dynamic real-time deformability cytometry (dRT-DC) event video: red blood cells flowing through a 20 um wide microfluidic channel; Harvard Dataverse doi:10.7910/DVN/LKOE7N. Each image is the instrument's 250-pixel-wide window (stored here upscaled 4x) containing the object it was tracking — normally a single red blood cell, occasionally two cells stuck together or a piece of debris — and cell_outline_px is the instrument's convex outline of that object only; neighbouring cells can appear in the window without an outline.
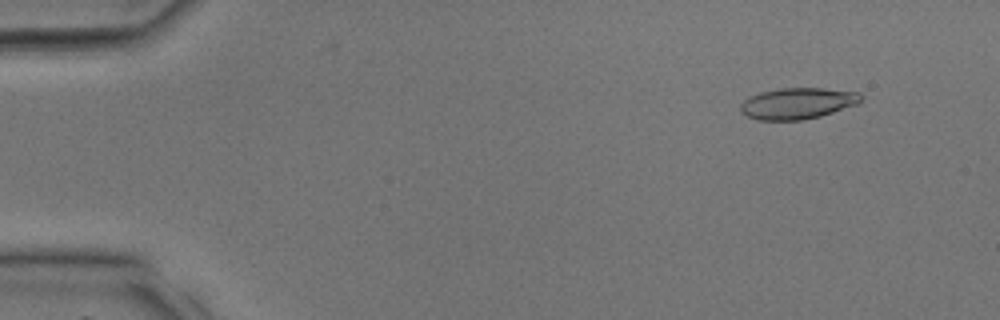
{"species": "common noctule bat (a hibernating species)", "species_latin": "Nyctalus noctula", "temperature_condition": "room temperature", "stored_images_in_passage": 36, "camera_frame_rate_fps": 3000, "um_per_image_px": 0.085, "animal": {"sex": "male", "body_mass_g": 17.9, "forearm_length_mm": 54.2}, "frame": {"image": 1, "passage_image": 4, "time_ms": 1.0, "image_size_px": [1000, 320], "cell_outline_px": [[860, 100], [856, 104], [820, 116], [804, 120], [756, 120], [740, 112], [740, 104], [748, 96], [760, 92], [776, 88], [824, 88], [860, 92]], "centroid_in_image_um": [67.73, 8.78], "position_along_channel_um": 17.3, "area_um2": 21.96}}
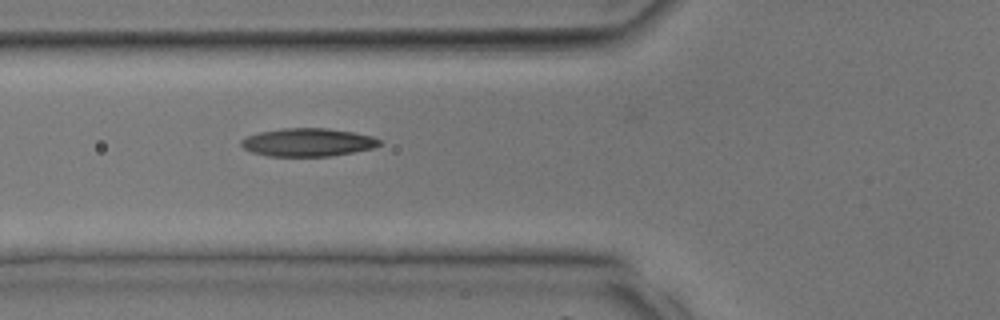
{"frame": {"image": 2, "passage_image": 14, "time_ms": 4.333, "image_size_px": [1000, 320], "cell_outline_px": [[380, 144], [372, 148], [332, 156], [268, 156], [252, 152], [244, 148], [240, 144], [240, 140], [248, 136], [260, 132], [284, 128], [328, 128], [352, 132], [372, 136], [380, 140]], "centroid_in_image_um": [26.14, 12.1], "position_along_channel_um": 99.7, "area_um2": 22.48}}
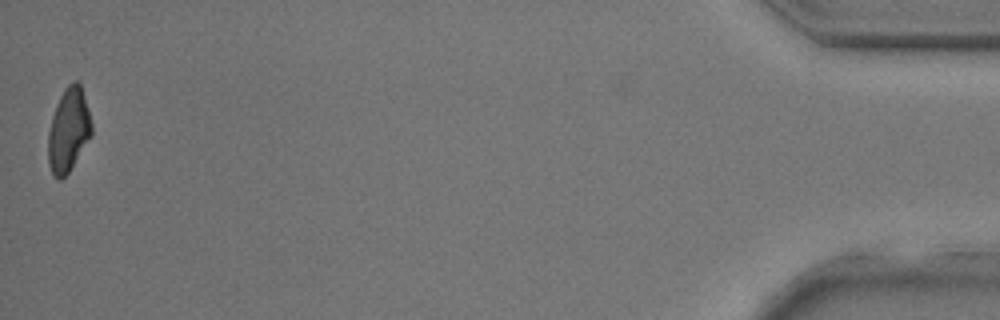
{"frame": {"image": 3, "passage_image": 36, "time_ms": 11.667, "image_size_px": [1000, 320], "cell_outline_px": [[92, 136], [68, 172], [60, 180], [52, 176], [48, 164], [48, 132], [52, 116], [56, 104], [64, 88], [72, 80], [76, 80], [80, 84], [88, 108], [92, 124]], "centroid_in_image_um": [5.81, 11.05], "position_along_channel_um": 429.4, "area_um2": 21.33}}